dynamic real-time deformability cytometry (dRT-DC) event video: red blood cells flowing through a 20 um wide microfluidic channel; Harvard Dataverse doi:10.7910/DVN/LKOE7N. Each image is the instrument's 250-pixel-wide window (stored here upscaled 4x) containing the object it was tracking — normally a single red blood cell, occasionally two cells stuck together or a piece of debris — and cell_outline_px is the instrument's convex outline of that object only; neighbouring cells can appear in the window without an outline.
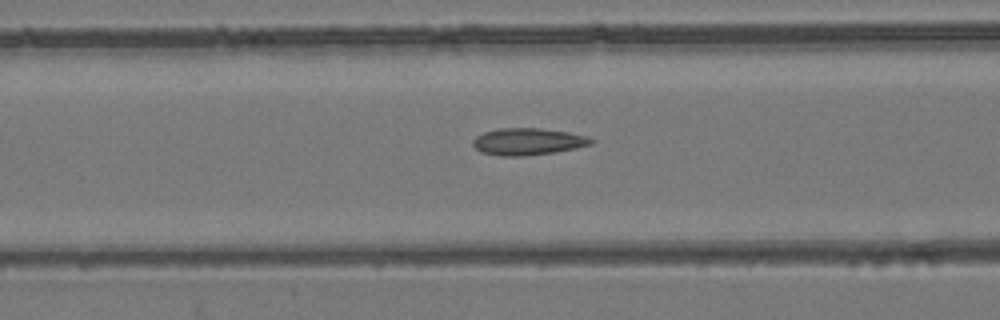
{"species": "common noctule bat (a hibernating species)", "species_latin": "Nyctalus noctula", "temperature_condition": "room temperature", "stored_images_in_passage": 55, "camera_frame_rate_fps": 3000, "um_per_image_px": 0.085, "animal": {"sex": "female", "body_mass_g": 24.6, "forearm_length_mm": 56.2}, "frame": {"image": 1, "passage_image": 23, "time_ms": 7.333, "image_size_px": [1000, 320], "cell_outline_px": [[596, 140], [592, 144], [576, 148], [556, 152], [524, 156], [500, 156], [480, 152], [472, 144], [472, 140], [476, 136], [484, 132], [500, 128], [540, 128], [568, 132], [584, 136]], "centroid_in_image_um": [44.85, 12.04], "position_along_channel_um": 121.7, "area_um2": 18.61}}
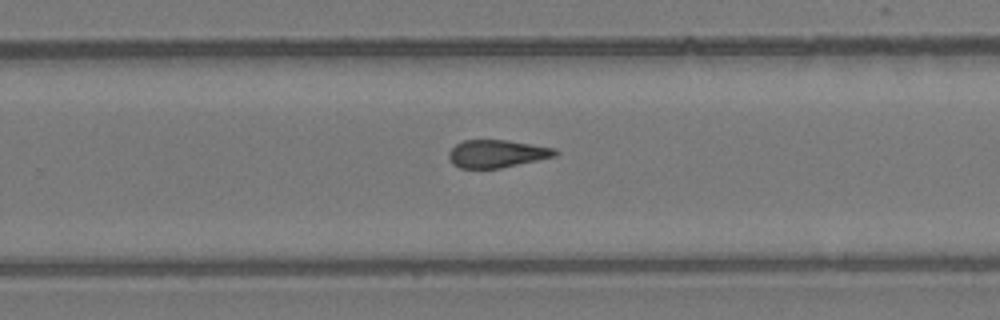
{"frame": {"image": 2, "passage_image": 36, "time_ms": 11.667, "image_size_px": [1000, 320], "cell_outline_px": [[560, 152], [556, 156], [500, 168], [460, 168], [452, 164], [448, 156], [448, 152], [456, 144], [464, 140], [508, 140], [556, 148]], "centroid_in_image_um": [42.25, 13.06], "position_along_channel_um": 287.6, "area_um2": 17.22}}
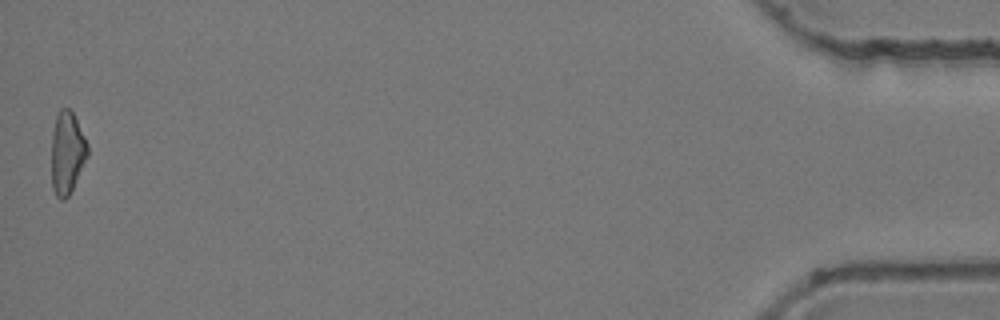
{"frame": {"image": 3, "passage_image": 55, "time_ms": 18.0, "image_size_px": [1000, 320], "cell_outline_px": [[88, 156], [68, 196], [64, 200], [60, 200], [56, 196], [52, 188], [52, 132], [56, 116], [60, 108], [68, 108], [72, 112], [88, 144]], "centroid_in_image_um": [5.69, 12.99], "position_along_channel_um": 429.5, "area_um2": 17.17}, "authors_computed_cell_mechanics": {"area_um2": 18.0336, "velocity_mm_per_s": 3.8363, "shape_relaxation_time_tau1_ms": null, "shape_relaxation_time_tau2_ms": 4.6852, "deformation_change_tau1": null, "deformation_change_tau2": 0.1217}}